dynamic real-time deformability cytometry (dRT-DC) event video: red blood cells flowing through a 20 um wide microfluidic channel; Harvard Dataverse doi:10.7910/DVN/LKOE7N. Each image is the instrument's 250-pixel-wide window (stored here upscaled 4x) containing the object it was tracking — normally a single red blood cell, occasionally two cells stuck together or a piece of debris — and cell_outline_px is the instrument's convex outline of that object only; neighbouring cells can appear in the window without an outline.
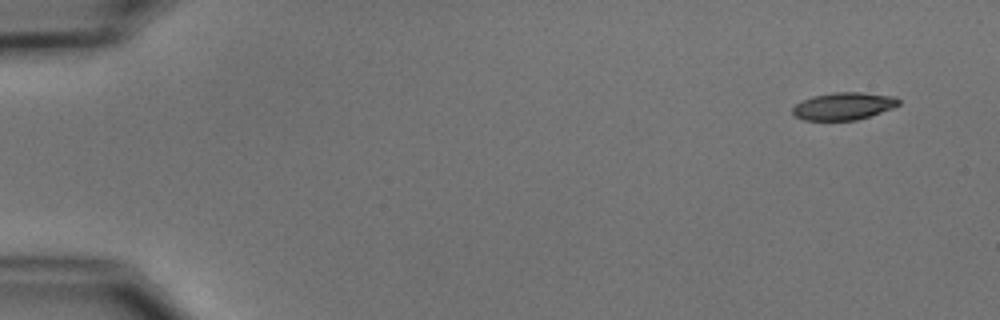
{"species": "common noctule bat (a hibernating species)", "species_latin": "Nyctalus noctula", "temperature_condition": "cold", "stored_images_in_passage": 5, "camera_frame_rate_fps": 3000, "um_per_image_px": 0.085, "animal": {"sex": "male", "body_mass_g": 15.6}, "frame": {"image": 1, "passage_image": 1, "time_ms": 0.0, "image_size_px": [1000, 320], "cell_outline_px": [[900, 104], [892, 108], [856, 120], [804, 120], [796, 116], [792, 112], [792, 108], [796, 104], [812, 96], [836, 92], [860, 92], [896, 96], [900, 100]], "centroid_in_image_um": [71.72, 9.01], "position_along_channel_um": 13.3, "area_um2": 16.82}}